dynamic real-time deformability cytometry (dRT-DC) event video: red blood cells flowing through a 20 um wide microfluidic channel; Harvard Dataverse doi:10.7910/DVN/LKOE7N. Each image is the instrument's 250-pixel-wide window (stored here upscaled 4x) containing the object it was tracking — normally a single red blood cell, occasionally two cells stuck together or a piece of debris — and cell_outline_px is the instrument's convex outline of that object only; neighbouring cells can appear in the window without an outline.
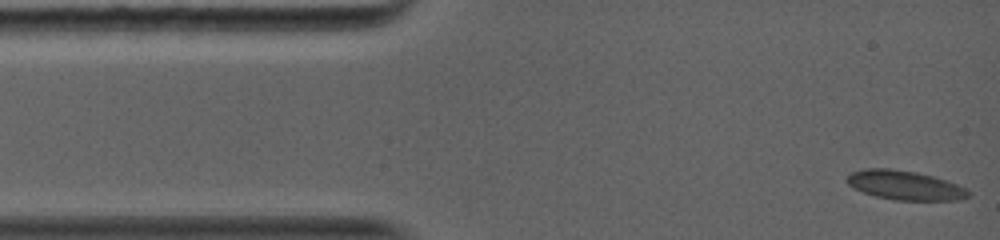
{"species": "common noctule bat (a hibernating species)", "species_latin": "Nyctalus noctula", "temperature_condition": "warm", "stored_images_in_passage": 21, "camera_frame_rate_fps": 5000, "um_per_image_px": 0.085, "animal": {"sex": "female", "body_mass_g": 19.0, "forearm_length_mm": 56.7}, "frame": {"image": 1, "passage_image": 1, "time_ms": 0.0, "image_size_px": [1000, 240], "cell_outline_px": [[968, 196], [952, 200], [896, 200], [876, 196], [864, 192], [848, 184], [844, 180], [852, 172], [864, 168], [888, 168], [912, 172], [932, 176], [956, 184], [964, 188], [968, 192]], "centroid_in_image_um": [76.84, 15.74], "position_along_channel_um": 8.2, "area_um2": 20.11}}
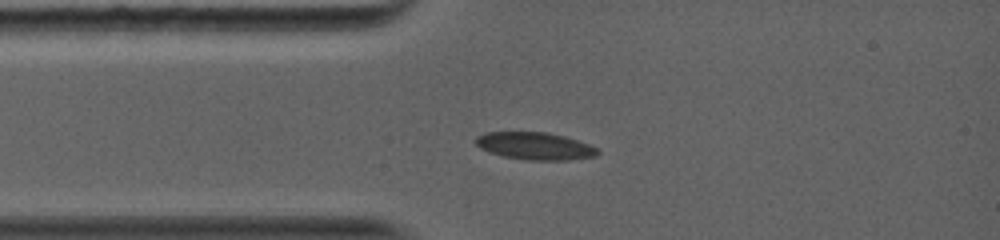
{"frame": {"image": 2, "passage_image": 12, "time_ms": 2.4, "image_size_px": [1000, 240], "cell_outline_px": [[600, 152], [596, 156], [568, 160], [524, 160], [504, 156], [488, 152], [480, 148], [476, 144], [476, 136], [488, 132], [544, 132], [564, 136], [588, 144], [596, 148]], "centroid_in_image_um": [45.45, 12.42], "position_along_channel_um": 39.5, "area_um2": 19.36}}
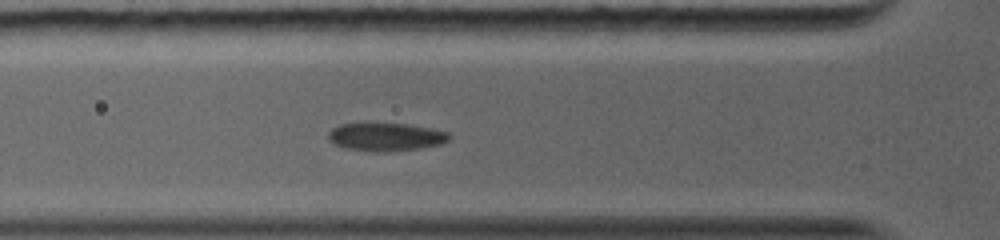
{"frame": {"image": 3, "passage_image": 18, "time_ms": 3.8, "image_size_px": [1000, 240], "cell_outline_px": [[452, 136], [448, 140], [440, 144], [420, 148], [376, 152], [344, 148], [328, 140], [328, 132], [332, 128], [340, 124], [404, 124], [428, 128], [448, 132]], "centroid_in_image_um": [32.77, 11.64], "position_along_channel_um": 93.0, "area_um2": 19.42}}